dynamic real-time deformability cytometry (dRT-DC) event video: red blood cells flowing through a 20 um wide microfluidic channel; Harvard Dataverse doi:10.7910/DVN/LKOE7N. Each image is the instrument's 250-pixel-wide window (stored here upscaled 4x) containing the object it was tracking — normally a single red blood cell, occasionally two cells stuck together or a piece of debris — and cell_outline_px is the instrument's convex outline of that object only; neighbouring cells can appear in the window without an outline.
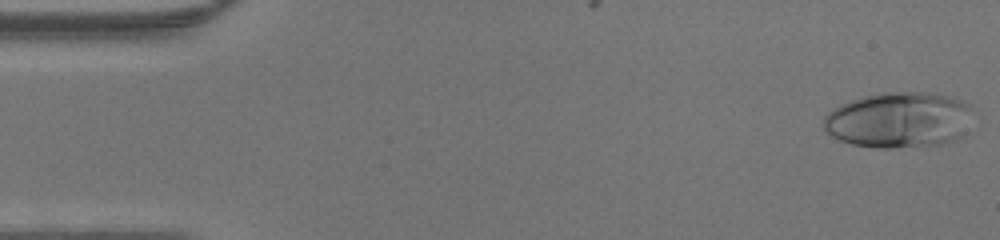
{"species": "human", "species_latin": "Homo sapiens", "temperature_condition": "warm", "stored_images_in_passage": 46, "camera_frame_rate_fps": 3000, "um_per_image_px": 0.085, "donor": {"sex": "male"}, "frame": {"image": 1, "passage_image": 1, "time_ms": 0.0, "image_size_px": [1000, 240], "cell_outline_px": [[972, 104], [960, 136], [956, 140], [940, 144], [892, 148], [876, 148], [852, 144], [840, 140], [832, 136], [824, 128], [824, 116], [828, 112], [852, 100], [864, 96], [884, 92], [920, 92], [944, 96], [960, 100]], "centroid_in_image_um": [76.35, 10.2], "position_along_channel_um": 8.6, "area_um2": 47.63}}
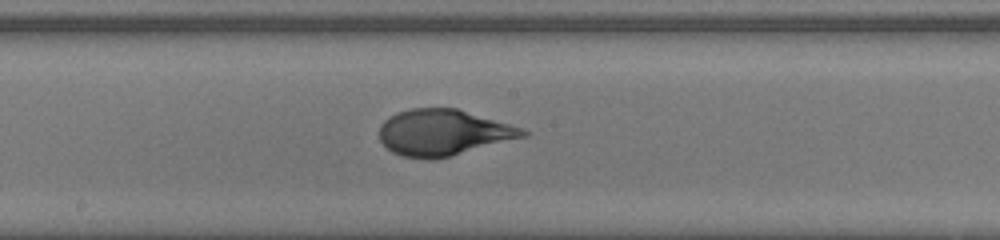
{"frame": {"image": 2, "passage_image": 24, "time_ms": 7.667, "image_size_px": [1000, 240], "cell_outline_px": [[528, 136], [432, 160], [428, 160], [404, 156], [392, 152], [380, 140], [380, 124], [388, 116], [396, 112], [412, 108], [456, 108], [524, 128], [528, 132]], "centroid_in_image_um": [37.67, 11.25], "position_along_channel_um": 210.5, "area_um2": 38.38}}
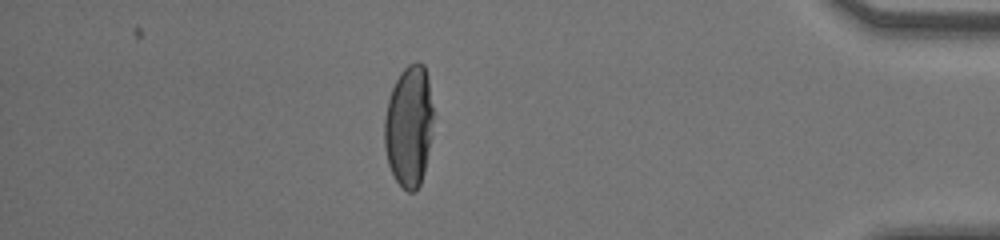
{"frame": {"image": 3, "passage_image": 40, "time_ms": 13.0, "image_size_px": [1000, 240], "cell_outline_px": [[432, 136], [424, 172], [420, 184], [416, 192], [408, 192], [396, 180], [388, 164], [384, 144], [384, 120], [388, 100], [392, 88], [400, 72], [408, 64], [416, 60], [424, 64], [428, 76], [432, 104]], "centroid_in_image_um": [34.77, 10.7], "position_along_channel_um": 400.4, "area_um2": 34.85}}